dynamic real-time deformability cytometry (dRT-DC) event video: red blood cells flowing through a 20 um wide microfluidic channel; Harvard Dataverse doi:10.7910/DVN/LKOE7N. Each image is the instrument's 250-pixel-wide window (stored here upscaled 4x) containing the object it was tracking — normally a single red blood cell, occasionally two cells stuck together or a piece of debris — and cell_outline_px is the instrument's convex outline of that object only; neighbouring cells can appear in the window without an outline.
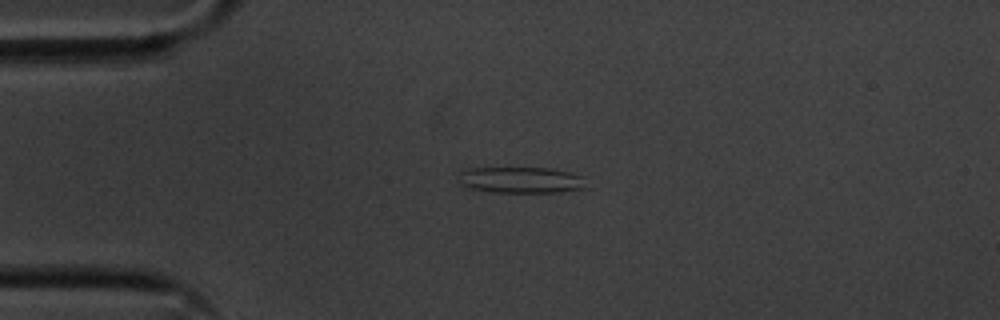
{"species": "common noctule bat (a hibernating species)", "species_latin": "Nyctalus noctula", "temperature_condition": "cold", "stored_images_in_passage": 43, "camera_frame_rate_fps": 3000, "um_per_image_px": 0.085, "animal": {"sex": "male", "body_mass_g": 20.1, "forearm_length_mm": 53.5}, "frame": {"image": 1, "passage_image": 1, "time_ms": 0.0, "image_size_px": [1000, 320], "cell_outline_px": [[588, 188], [560, 192], [492, 192], [472, 188], [460, 184], [460, 172], [472, 168], [552, 168], [572, 172], [584, 176]], "centroid_in_image_um": [44.39, 15.3], "position_along_channel_um": 40.6, "area_um2": 19.59}}
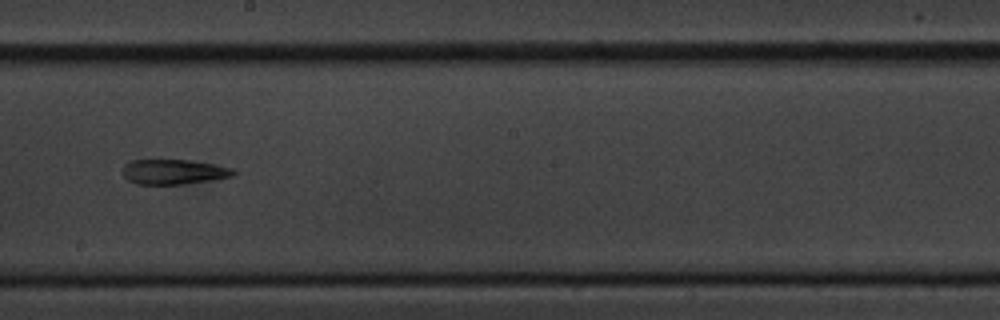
{"frame": {"image": 2, "passage_image": 19, "time_ms": 6.0, "image_size_px": [1000, 320], "cell_outline_px": [[236, 172], [232, 176], [212, 180], [184, 184], [136, 184], [128, 180], [120, 172], [124, 164], [132, 160], [188, 160], [216, 164], [236, 168]], "centroid_in_image_um": [14.77, 14.6], "position_along_channel_um": 233.4, "area_um2": 16.36}}
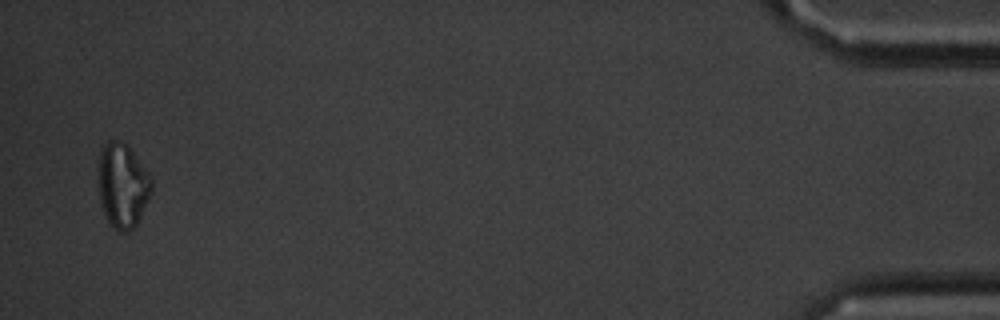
{"frame": {"image": 3, "passage_image": 42, "time_ms": 13.667, "image_size_px": [1000, 320], "cell_outline_px": [[152, 192], [136, 224], [132, 228], [124, 232], [120, 232], [104, 216], [100, 204], [100, 152], [104, 144], [108, 140], [120, 140], [128, 144], [152, 176]], "centroid_in_image_um": [10.45, 15.72], "position_along_channel_um": 424.7, "area_um2": 26.07}, "authors_computed_cell_mechanics": {"area_um2": 17.34, "velocity_mm_per_s": 3.6059, "shape_relaxation_time_tau1_ms": null, "shape_relaxation_time_tau2_ms": 5.4307, "deformation_change_tau1": null, "deformation_change_tau2": 0.1835}}